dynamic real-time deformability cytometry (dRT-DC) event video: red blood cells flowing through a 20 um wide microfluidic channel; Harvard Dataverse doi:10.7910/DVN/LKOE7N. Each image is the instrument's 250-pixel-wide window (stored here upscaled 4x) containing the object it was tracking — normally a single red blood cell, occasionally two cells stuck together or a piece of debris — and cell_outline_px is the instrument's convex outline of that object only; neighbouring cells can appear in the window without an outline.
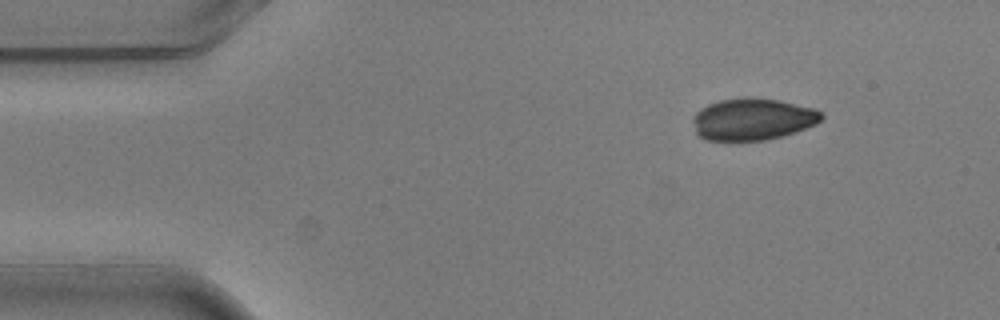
{"species": "common noctule bat (a hibernating species)", "species_latin": "Nyctalus noctula", "temperature_condition": "warm", "stored_images_in_passage": 3, "camera_frame_rate_fps": 3000, "um_per_image_px": 0.085, "animal": {"sex": "male", "body_mass_g": 20.5, "forearm_length_mm": 52.5}, "frame": {"image": 1, "passage_image": 1, "time_ms": 0.0, "image_size_px": [1000, 320], "cell_outline_px": [[824, 116], [816, 124], [796, 132], [764, 140], [704, 140], [696, 132], [692, 120], [692, 116], [700, 108], [708, 104], [720, 100], [752, 96], [780, 100], [816, 108], [824, 112]], "centroid_in_image_um": [63.99, 10.11], "position_along_channel_um": 21.0, "area_um2": 31.73}}